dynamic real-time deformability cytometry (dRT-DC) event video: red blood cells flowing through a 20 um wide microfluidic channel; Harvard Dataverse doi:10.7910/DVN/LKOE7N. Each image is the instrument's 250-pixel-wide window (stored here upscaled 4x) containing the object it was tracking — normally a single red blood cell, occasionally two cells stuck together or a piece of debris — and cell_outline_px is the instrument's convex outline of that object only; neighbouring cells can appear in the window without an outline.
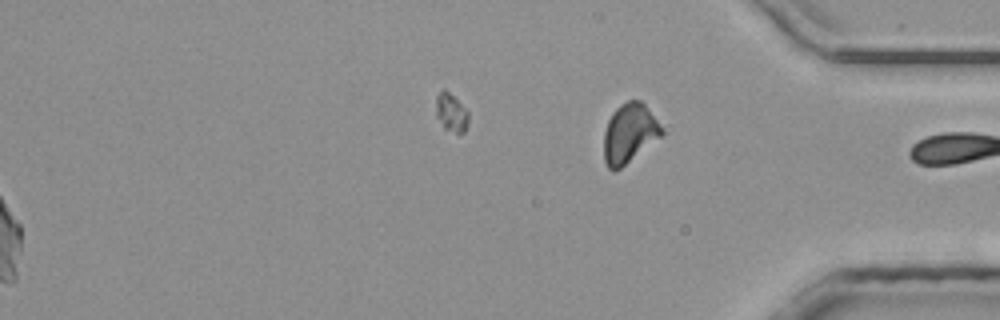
{"species": "common noctule bat (a hibernating species)", "species_latin": "Nyctalus noctula", "temperature_condition": "room temperature", "stored_images_in_passage": 45, "segment_of_instrument_passage": [2, 2], "camera_frame_rate_fps": 3000, "um_per_image_px": 0.085, "animal": {"sex": "male", "body_mass_g": 20.4}, "frame": {"image": 1, "passage_image": 45, "time_ms": 14.667, "image_size_px": [1000, 320], "cell_outline_px": [[664, 132], [660, 136], [620, 168], [608, 168], [604, 160], [604, 132], [608, 120], [612, 112], [620, 104], [628, 100], [640, 100], [644, 104], [656, 120]], "centroid_in_image_um": [53.46, 11.29], "position_along_channel_um": 381.7, "area_um2": 19.36}}